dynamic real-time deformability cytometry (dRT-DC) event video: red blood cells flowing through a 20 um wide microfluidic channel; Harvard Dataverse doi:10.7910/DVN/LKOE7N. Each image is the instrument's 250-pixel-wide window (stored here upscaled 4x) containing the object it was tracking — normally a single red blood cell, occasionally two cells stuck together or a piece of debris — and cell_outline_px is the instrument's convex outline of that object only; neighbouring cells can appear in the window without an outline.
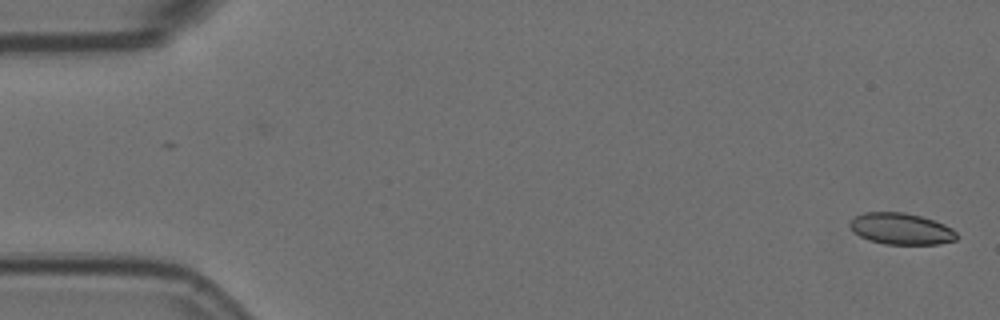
{"species": "Egyptian fruit bat (a non-hibernating species)", "species_latin": "Rousettus aegyptiacus", "temperature_condition": "room temperature", "stored_images_in_passage": 2, "camera_frame_rate_fps": 3000, "um_per_image_px": 0.085, "animal": {"sex": "female"}, "frame": {"image": 1, "passage_image": 2, "time_ms": 0.333, "image_size_px": [1000, 320], "cell_outline_px": [[960, 236], [956, 240], [940, 244], [884, 244], [868, 240], [860, 236], [848, 224], [856, 216], [864, 212], [904, 212], [920, 216], [944, 224], [952, 228]], "centroid_in_image_um": [76.63, 19.45], "position_along_channel_um": 8.4, "area_um2": 19.54}}